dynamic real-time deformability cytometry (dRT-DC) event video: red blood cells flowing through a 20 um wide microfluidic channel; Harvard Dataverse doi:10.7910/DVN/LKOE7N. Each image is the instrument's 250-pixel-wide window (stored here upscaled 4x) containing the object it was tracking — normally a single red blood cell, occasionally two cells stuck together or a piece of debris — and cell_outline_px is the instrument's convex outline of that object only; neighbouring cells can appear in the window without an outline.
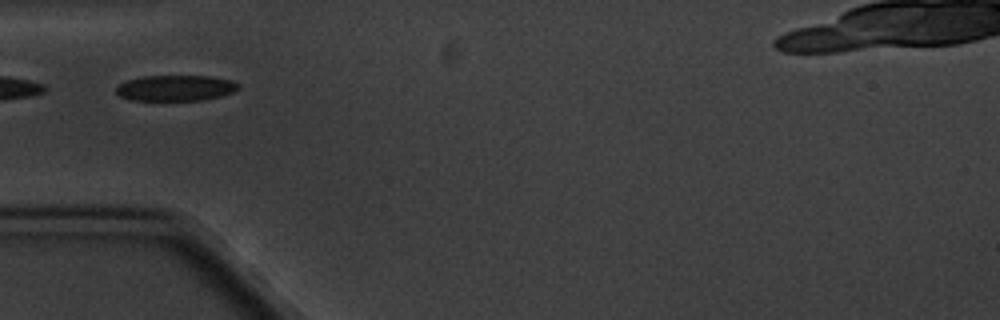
{"species": "common noctule bat (a hibernating species)", "species_latin": "Nyctalus noctula", "temperature_condition": "cold", "stored_images_in_passage": 7, "camera_frame_rate_fps": 3000, "um_per_image_px": 0.085, "animal": {"sex": "male", "body_mass_g": 20.1, "forearm_length_mm": 53.5}, "frame": {"image": 1, "passage_image": 4, "time_ms": 4.333, "image_size_px": [1000, 320], "cell_outline_px": [[240, 88], [232, 92], [220, 96], [200, 100], [132, 100], [120, 96], [116, 92], [116, 88], [120, 84], [128, 80], [144, 76], [208, 76], [232, 80], [240, 84]], "centroid_in_image_um": [14.95, 7.48], "position_along_channel_um": 70.1, "area_um2": 18.21}}